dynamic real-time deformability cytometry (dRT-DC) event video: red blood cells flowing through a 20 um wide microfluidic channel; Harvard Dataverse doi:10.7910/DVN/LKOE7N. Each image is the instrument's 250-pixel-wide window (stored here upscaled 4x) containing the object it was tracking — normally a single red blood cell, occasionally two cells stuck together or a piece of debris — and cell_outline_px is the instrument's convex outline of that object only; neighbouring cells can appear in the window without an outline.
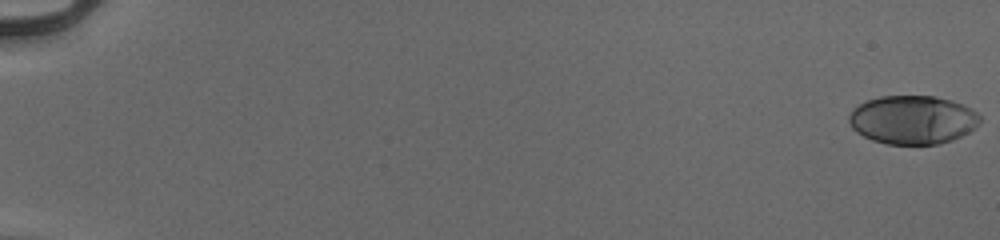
{"species": "human", "species_latin": "Homo sapiens", "temperature_condition": "cold", "stored_images_in_passage": 55, "camera_frame_rate_fps": 3000, "um_per_image_px": 0.085, "donor": {"sex": "male"}, "frame": {"image": 1, "passage_image": 1, "time_ms": 0.0, "image_size_px": [1000, 240], "cell_outline_px": [[980, 120], [968, 132], [952, 140], [940, 144], [888, 144], [872, 140], [856, 132], [852, 128], [848, 120], [848, 116], [860, 104], [868, 100], [880, 96], [936, 96], [972, 108], [980, 116]], "centroid_in_image_um": [77.56, 10.19], "position_along_channel_um": 7.4, "area_um2": 36.76}}
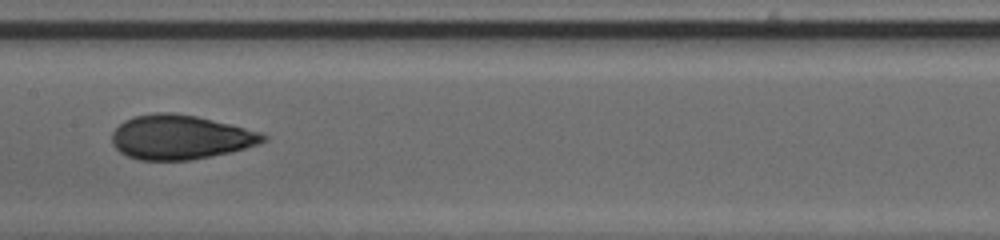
{"frame": {"image": 2, "passage_image": 31, "time_ms": 10.0, "image_size_px": [1000, 240], "cell_outline_px": [[268, 140], [260, 144], [228, 152], [188, 160], [140, 160], [128, 156], [120, 152], [112, 144], [112, 132], [124, 120], [132, 116], [156, 112], [172, 112], [196, 116], [264, 132], [268, 136]], "centroid_in_image_um": [15.33, 11.65], "position_along_channel_um": 192.1, "area_um2": 39.13}}
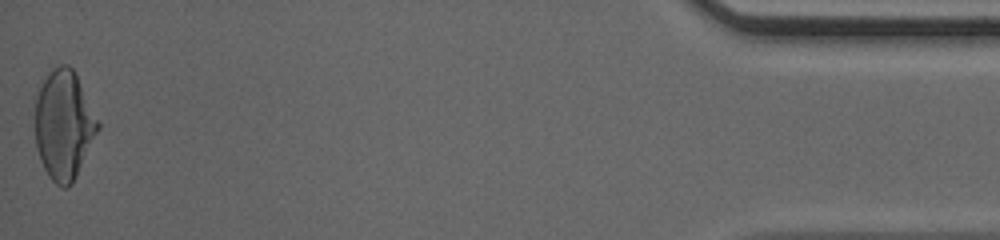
{"frame": {"image": 3, "passage_image": 55, "time_ms": 18.0, "image_size_px": [1000, 240], "cell_outline_px": [[100, 128], [72, 184], [68, 188], [60, 188], [48, 176], [40, 160], [36, 148], [32, 100], [32, 96], [44, 80], [60, 64], [68, 64], [76, 72], [100, 124]], "centroid_in_image_um": [5.38, 10.61], "position_along_channel_um": 429.8, "area_um2": 40.75}, "authors_computed_cell_mechanics": {"area_um2": 38.2058, "velocity_mm_per_s": 3.9691, "shape_relaxation_time_tau1_ms": 5.2181, "shape_relaxation_time_tau2_ms": 1.0218, "deformation_change_tau1": 0.207, "deformation_change_tau2": 0.0696}}